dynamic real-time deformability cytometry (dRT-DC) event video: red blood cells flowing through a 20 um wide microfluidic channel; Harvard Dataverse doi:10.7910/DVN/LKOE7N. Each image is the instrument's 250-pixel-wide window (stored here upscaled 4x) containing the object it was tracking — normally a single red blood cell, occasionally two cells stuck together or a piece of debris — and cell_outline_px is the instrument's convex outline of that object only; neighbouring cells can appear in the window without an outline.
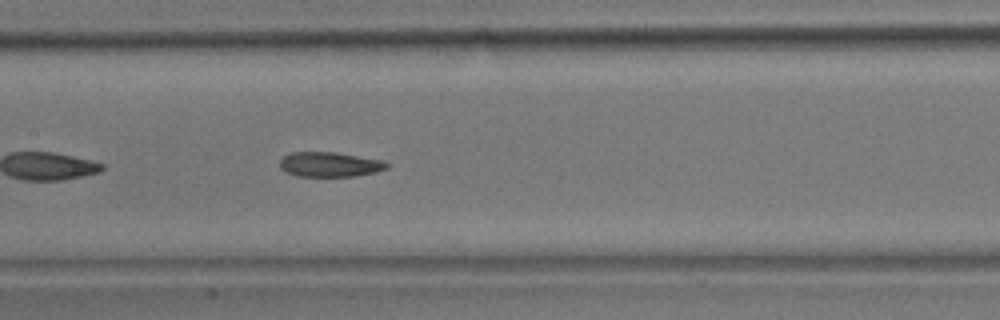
{"species": "common noctule bat (a hibernating species)", "species_latin": "Nyctalus noctula", "temperature_condition": "room temperature", "stored_images_in_passage": 40, "camera_frame_rate_fps": 3000, "um_per_image_px": 0.085, "animal": {"sex": "male", "body_mass_g": 17.9}, "frame": {"image": 1, "passage_image": 12, "time_ms": 3.667, "image_size_px": [1000, 320], "cell_outline_px": [[388, 168], [376, 172], [352, 176], [296, 176], [284, 172], [280, 168], [280, 160], [284, 156], [292, 152], [336, 152], [384, 160], [388, 164]], "centroid_in_image_um": [28.02, 13.97], "position_along_channel_um": 179.4, "area_um2": 15.55}, "authors_computed_cell_mechanics": {"area_um2": 16.0973, "velocity_mm_per_s": 3.7418, "shape_relaxation_time_tau1_ms": 9.4107, "shape_relaxation_time_tau2_ms": 5.0516, "deformation_change_tau1": 0.1766, "deformation_change_tau2": 0.1085}}